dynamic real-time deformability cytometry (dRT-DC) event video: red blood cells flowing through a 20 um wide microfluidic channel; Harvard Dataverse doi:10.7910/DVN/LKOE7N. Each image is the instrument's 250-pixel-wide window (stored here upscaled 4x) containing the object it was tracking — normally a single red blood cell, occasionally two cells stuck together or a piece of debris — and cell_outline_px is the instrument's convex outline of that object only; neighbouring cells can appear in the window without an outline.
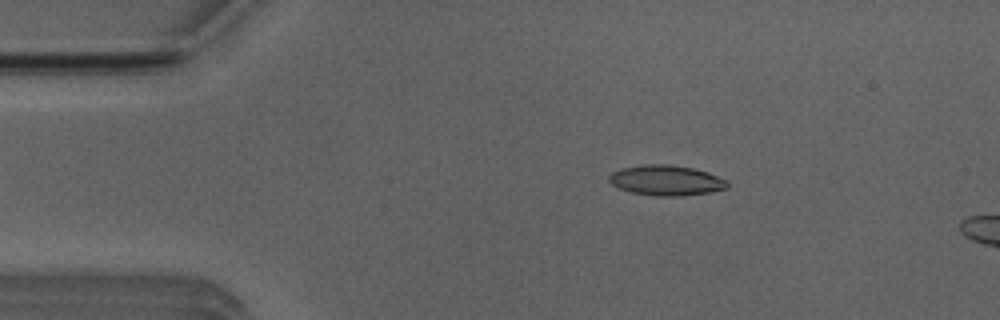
{"species": "Egyptian fruit bat (a non-hibernating species)", "species_latin": "Rousettus aegyptiacus", "temperature_condition": "room temperature", "stored_images_in_passage": 6, "camera_frame_rate_fps": 3000, "um_per_image_px": 0.085, "animal": {"sex": "male"}, "frame": {"image": 1, "passage_image": 3, "time_ms": 2.667, "image_size_px": [1000, 320], "cell_outline_px": [[728, 188], [712, 192], [680, 196], [656, 196], [632, 192], [620, 188], [612, 184], [608, 180], [608, 176], [612, 172], [620, 168], [644, 164], [668, 164], [692, 168], [708, 172], [728, 180]], "centroid_in_image_um": [56.64, 15.33], "position_along_channel_um": 28.4, "area_um2": 20.98}}